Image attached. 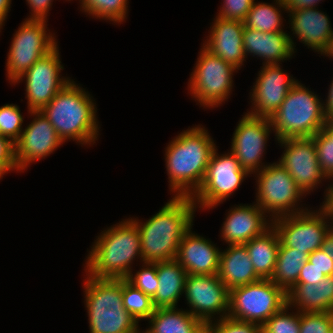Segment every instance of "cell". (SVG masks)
<instances>
[{"label":"cell","mask_w":333,"mask_h":333,"mask_svg":"<svg viewBox=\"0 0 333 333\" xmlns=\"http://www.w3.org/2000/svg\"><path fill=\"white\" fill-rule=\"evenodd\" d=\"M308 261L317 267L325 276L333 275V259L323 252L322 249L312 252L308 256Z\"/></svg>","instance_id":"cell-42"},{"label":"cell","mask_w":333,"mask_h":333,"mask_svg":"<svg viewBox=\"0 0 333 333\" xmlns=\"http://www.w3.org/2000/svg\"><path fill=\"white\" fill-rule=\"evenodd\" d=\"M320 7L305 8L287 11V19L290 31H288L291 43L295 50L297 41L315 54H320L328 45L329 39L333 34L332 23L326 12H323ZM296 39H295V38ZM296 44V45H295Z\"/></svg>","instance_id":"cell-19"},{"label":"cell","mask_w":333,"mask_h":333,"mask_svg":"<svg viewBox=\"0 0 333 333\" xmlns=\"http://www.w3.org/2000/svg\"><path fill=\"white\" fill-rule=\"evenodd\" d=\"M196 212L191 197L171 196L149 219L129 216L140 233L143 262L176 259L181 239L194 225Z\"/></svg>","instance_id":"cell-2"},{"label":"cell","mask_w":333,"mask_h":333,"mask_svg":"<svg viewBox=\"0 0 333 333\" xmlns=\"http://www.w3.org/2000/svg\"><path fill=\"white\" fill-rule=\"evenodd\" d=\"M287 304L298 312H333V275L318 284H295L287 292Z\"/></svg>","instance_id":"cell-25"},{"label":"cell","mask_w":333,"mask_h":333,"mask_svg":"<svg viewBox=\"0 0 333 333\" xmlns=\"http://www.w3.org/2000/svg\"><path fill=\"white\" fill-rule=\"evenodd\" d=\"M316 207L272 220L285 247L296 248L308 255L321 249L325 236L333 227V210L328 204L320 203Z\"/></svg>","instance_id":"cell-11"},{"label":"cell","mask_w":333,"mask_h":333,"mask_svg":"<svg viewBox=\"0 0 333 333\" xmlns=\"http://www.w3.org/2000/svg\"><path fill=\"white\" fill-rule=\"evenodd\" d=\"M285 13L287 8L283 0L271 3L255 0L243 23L245 27L267 33L287 31L284 30L287 29L284 25L287 20L283 16Z\"/></svg>","instance_id":"cell-29"},{"label":"cell","mask_w":333,"mask_h":333,"mask_svg":"<svg viewBox=\"0 0 333 333\" xmlns=\"http://www.w3.org/2000/svg\"><path fill=\"white\" fill-rule=\"evenodd\" d=\"M32 121L27 123L15 145L16 166L24 173L31 164L46 159L65 144L41 111H28ZM26 170V171H25Z\"/></svg>","instance_id":"cell-17"},{"label":"cell","mask_w":333,"mask_h":333,"mask_svg":"<svg viewBox=\"0 0 333 333\" xmlns=\"http://www.w3.org/2000/svg\"><path fill=\"white\" fill-rule=\"evenodd\" d=\"M29 8V15L24 19L47 20L54 0H25ZM69 2L70 0H65Z\"/></svg>","instance_id":"cell-41"},{"label":"cell","mask_w":333,"mask_h":333,"mask_svg":"<svg viewBox=\"0 0 333 333\" xmlns=\"http://www.w3.org/2000/svg\"><path fill=\"white\" fill-rule=\"evenodd\" d=\"M282 64L262 65L249 92L246 113L256 117L271 118L288 95L290 89L299 81Z\"/></svg>","instance_id":"cell-18"},{"label":"cell","mask_w":333,"mask_h":333,"mask_svg":"<svg viewBox=\"0 0 333 333\" xmlns=\"http://www.w3.org/2000/svg\"><path fill=\"white\" fill-rule=\"evenodd\" d=\"M328 205L333 209V193L330 201L328 202Z\"/></svg>","instance_id":"cell-50"},{"label":"cell","mask_w":333,"mask_h":333,"mask_svg":"<svg viewBox=\"0 0 333 333\" xmlns=\"http://www.w3.org/2000/svg\"><path fill=\"white\" fill-rule=\"evenodd\" d=\"M287 304V292L270 279L230 290L228 317L260 327Z\"/></svg>","instance_id":"cell-13"},{"label":"cell","mask_w":333,"mask_h":333,"mask_svg":"<svg viewBox=\"0 0 333 333\" xmlns=\"http://www.w3.org/2000/svg\"><path fill=\"white\" fill-rule=\"evenodd\" d=\"M24 115L19 105L7 103L0 106V135L15 143L24 127Z\"/></svg>","instance_id":"cell-34"},{"label":"cell","mask_w":333,"mask_h":333,"mask_svg":"<svg viewBox=\"0 0 333 333\" xmlns=\"http://www.w3.org/2000/svg\"><path fill=\"white\" fill-rule=\"evenodd\" d=\"M216 144L201 123L171 138L164 150L171 196L191 197L200 188Z\"/></svg>","instance_id":"cell-1"},{"label":"cell","mask_w":333,"mask_h":333,"mask_svg":"<svg viewBox=\"0 0 333 333\" xmlns=\"http://www.w3.org/2000/svg\"><path fill=\"white\" fill-rule=\"evenodd\" d=\"M184 296L186 310L205 324L228 316L230 290L218 274L187 275Z\"/></svg>","instance_id":"cell-16"},{"label":"cell","mask_w":333,"mask_h":333,"mask_svg":"<svg viewBox=\"0 0 333 333\" xmlns=\"http://www.w3.org/2000/svg\"><path fill=\"white\" fill-rule=\"evenodd\" d=\"M282 149L277 160L294 179L302 192L309 196L311 192L322 188L325 183L322 204H328L333 193V184L320 169L315 143L312 138H286L276 141ZM324 182V183H323ZM317 189V190H316Z\"/></svg>","instance_id":"cell-12"},{"label":"cell","mask_w":333,"mask_h":333,"mask_svg":"<svg viewBox=\"0 0 333 333\" xmlns=\"http://www.w3.org/2000/svg\"><path fill=\"white\" fill-rule=\"evenodd\" d=\"M323 129L333 138V117L326 119Z\"/></svg>","instance_id":"cell-49"},{"label":"cell","mask_w":333,"mask_h":333,"mask_svg":"<svg viewBox=\"0 0 333 333\" xmlns=\"http://www.w3.org/2000/svg\"><path fill=\"white\" fill-rule=\"evenodd\" d=\"M73 1V0H71ZM76 1V0H75ZM130 0H78L80 12L89 18L121 25L129 16Z\"/></svg>","instance_id":"cell-31"},{"label":"cell","mask_w":333,"mask_h":333,"mask_svg":"<svg viewBox=\"0 0 333 333\" xmlns=\"http://www.w3.org/2000/svg\"><path fill=\"white\" fill-rule=\"evenodd\" d=\"M95 237L83 263V270L87 275L95 278L125 279L135 270V260L143 263L140 233L130 218L126 217L103 228Z\"/></svg>","instance_id":"cell-3"},{"label":"cell","mask_w":333,"mask_h":333,"mask_svg":"<svg viewBox=\"0 0 333 333\" xmlns=\"http://www.w3.org/2000/svg\"><path fill=\"white\" fill-rule=\"evenodd\" d=\"M299 333H333V312H300Z\"/></svg>","instance_id":"cell-37"},{"label":"cell","mask_w":333,"mask_h":333,"mask_svg":"<svg viewBox=\"0 0 333 333\" xmlns=\"http://www.w3.org/2000/svg\"><path fill=\"white\" fill-rule=\"evenodd\" d=\"M123 305L138 323L143 320L146 322L155 310L152 299L126 278L123 279Z\"/></svg>","instance_id":"cell-32"},{"label":"cell","mask_w":333,"mask_h":333,"mask_svg":"<svg viewBox=\"0 0 333 333\" xmlns=\"http://www.w3.org/2000/svg\"><path fill=\"white\" fill-rule=\"evenodd\" d=\"M60 53L57 45L13 82L25 84L27 111H41L72 80L61 74L65 68Z\"/></svg>","instance_id":"cell-14"},{"label":"cell","mask_w":333,"mask_h":333,"mask_svg":"<svg viewBox=\"0 0 333 333\" xmlns=\"http://www.w3.org/2000/svg\"><path fill=\"white\" fill-rule=\"evenodd\" d=\"M308 256L296 248L285 247L280 242L275 269L270 280L288 292L297 283Z\"/></svg>","instance_id":"cell-30"},{"label":"cell","mask_w":333,"mask_h":333,"mask_svg":"<svg viewBox=\"0 0 333 333\" xmlns=\"http://www.w3.org/2000/svg\"><path fill=\"white\" fill-rule=\"evenodd\" d=\"M287 11L305 8H316L319 3L322 4L324 0H283ZM322 1V2H321Z\"/></svg>","instance_id":"cell-44"},{"label":"cell","mask_w":333,"mask_h":333,"mask_svg":"<svg viewBox=\"0 0 333 333\" xmlns=\"http://www.w3.org/2000/svg\"><path fill=\"white\" fill-rule=\"evenodd\" d=\"M4 26L5 25L0 21V34H1V31L3 30Z\"/></svg>","instance_id":"cell-52"},{"label":"cell","mask_w":333,"mask_h":333,"mask_svg":"<svg viewBox=\"0 0 333 333\" xmlns=\"http://www.w3.org/2000/svg\"><path fill=\"white\" fill-rule=\"evenodd\" d=\"M290 311V312H289ZM261 333H299L300 312L286 304L273 314L261 327Z\"/></svg>","instance_id":"cell-33"},{"label":"cell","mask_w":333,"mask_h":333,"mask_svg":"<svg viewBox=\"0 0 333 333\" xmlns=\"http://www.w3.org/2000/svg\"><path fill=\"white\" fill-rule=\"evenodd\" d=\"M156 270L159 285L152 298L154 308H178V302L184 297L185 269L174 259L157 261Z\"/></svg>","instance_id":"cell-26"},{"label":"cell","mask_w":333,"mask_h":333,"mask_svg":"<svg viewBox=\"0 0 333 333\" xmlns=\"http://www.w3.org/2000/svg\"><path fill=\"white\" fill-rule=\"evenodd\" d=\"M141 333H205L206 324L185 308H157Z\"/></svg>","instance_id":"cell-27"},{"label":"cell","mask_w":333,"mask_h":333,"mask_svg":"<svg viewBox=\"0 0 333 333\" xmlns=\"http://www.w3.org/2000/svg\"><path fill=\"white\" fill-rule=\"evenodd\" d=\"M320 55L323 57H326V58L333 59V34L331 35V37L329 39L327 47Z\"/></svg>","instance_id":"cell-48"},{"label":"cell","mask_w":333,"mask_h":333,"mask_svg":"<svg viewBox=\"0 0 333 333\" xmlns=\"http://www.w3.org/2000/svg\"><path fill=\"white\" fill-rule=\"evenodd\" d=\"M72 79L41 110L63 142L91 147L98 141L101 125L97 102L88 90Z\"/></svg>","instance_id":"cell-4"},{"label":"cell","mask_w":333,"mask_h":333,"mask_svg":"<svg viewBox=\"0 0 333 333\" xmlns=\"http://www.w3.org/2000/svg\"><path fill=\"white\" fill-rule=\"evenodd\" d=\"M205 333H261L255 323L235 320L230 317L214 320L206 324Z\"/></svg>","instance_id":"cell-38"},{"label":"cell","mask_w":333,"mask_h":333,"mask_svg":"<svg viewBox=\"0 0 333 333\" xmlns=\"http://www.w3.org/2000/svg\"><path fill=\"white\" fill-rule=\"evenodd\" d=\"M47 23V20L24 19L17 30L15 29L5 60V77L9 84L12 85L58 45L57 36L50 31Z\"/></svg>","instance_id":"cell-9"},{"label":"cell","mask_w":333,"mask_h":333,"mask_svg":"<svg viewBox=\"0 0 333 333\" xmlns=\"http://www.w3.org/2000/svg\"><path fill=\"white\" fill-rule=\"evenodd\" d=\"M330 85L328 86V92L327 96L323 99L324 101V108H325V114L327 118L333 117V77L330 81Z\"/></svg>","instance_id":"cell-45"},{"label":"cell","mask_w":333,"mask_h":333,"mask_svg":"<svg viewBox=\"0 0 333 333\" xmlns=\"http://www.w3.org/2000/svg\"><path fill=\"white\" fill-rule=\"evenodd\" d=\"M216 16L227 20L244 21L255 0H222Z\"/></svg>","instance_id":"cell-39"},{"label":"cell","mask_w":333,"mask_h":333,"mask_svg":"<svg viewBox=\"0 0 333 333\" xmlns=\"http://www.w3.org/2000/svg\"><path fill=\"white\" fill-rule=\"evenodd\" d=\"M321 249L333 259V227L325 236Z\"/></svg>","instance_id":"cell-46"},{"label":"cell","mask_w":333,"mask_h":333,"mask_svg":"<svg viewBox=\"0 0 333 333\" xmlns=\"http://www.w3.org/2000/svg\"><path fill=\"white\" fill-rule=\"evenodd\" d=\"M199 51L189 75L187 91L196 105L213 110L228 102L235 86L233 77L239 70L202 44Z\"/></svg>","instance_id":"cell-7"},{"label":"cell","mask_w":333,"mask_h":333,"mask_svg":"<svg viewBox=\"0 0 333 333\" xmlns=\"http://www.w3.org/2000/svg\"><path fill=\"white\" fill-rule=\"evenodd\" d=\"M320 169L333 184V138L322 128L312 137Z\"/></svg>","instance_id":"cell-36"},{"label":"cell","mask_w":333,"mask_h":333,"mask_svg":"<svg viewBox=\"0 0 333 333\" xmlns=\"http://www.w3.org/2000/svg\"><path fill=\"white\" fill-rule=\"evenodd\" d=\"M0 169L5 173H20L16 166L14 143L0 135Z\"/></svg>","instance_id":"cell-40"},{"label":"cell","mask_w":333,"mask_h":333,"mask_svg":"<svg viewBox=\"0 0 333 333\" xmlns=\"http://www.w3.org/2000/svg\"><path fill=\"white\" fill-rule=\"evenodd\" d=\"M139 267L138 270L132 271L126 279L152 299L159 285L156 262H143Z\"/></svg>","instance_id":"cell-35"},{"label":"cell","mask_w":333,"mask_h":333,"mask_svg":"<svg viewBox=\"0 0 333 333\" xmlns=\"http://www.w3.org/2000/svg\"><path fill=\"white\" fill-rule=\"evenodd\" d=\"M84 307L89 333H141L123 305V279L95 278L84 273Z\"/></svg>","instance_id":"cell-5"},{"label":"cell","mask_w":333,"mask_h":333,"mask_svg":"<svg viewBox=\"0 0 333 333\" xmlns=\"http://www.w3.org/2000/svg\"><path fill=\"white\" fill-rule=\"evenodd\" d=\"M256 274L261 279H271L277 260L280 237L272 225L260 236L244 244Z\"/></svg>","instance_id":"cell-28"},{"label":"cell","mask_w":333,"mask_h":333,"mask_svg":"<svg viewBox=\"0 0 333 333\" xmlns=\"http://www.w3.org/2000/svg\"><path fill=\"white\" fill-rule=\"evenodd\" d=\"M227 151L222 154L218 152V146L214 149L204 180L191 196L198 212L217 208L233 196L248 177H252L239 165L235 155L229 149Z\"/></svg>","instance_id":"cell-10"},{"label":"cell","mask_w":333,"mask_h":333,"mask_svg":"<svg viewBox=\"0 0 333 333\" xmlns=\"http://www.w3.org/2000/svg\"><path fill=\"white\" fill-rule=\"evenodd\" d=\"M227 210L219 229L223 244H245L272 226V219L255 202L234 204Z\"/></svg>","instance_id":"cell-20"},{"label":"cell","mask_w":333,"mask_h":333,"mask_svg":"<svg viewBox=\"0 0 333 333\" xmlns=\"http://www.w3.org/2000/svg\"><path fill=\"white\" fill-rule=\"evenodd\" d=\"M298 81L270 118L275 141L312 138L326 122L324 101L319 94Z\"/></svg>","instance_id":"cell-6"},{"label":"cell","mask_w":333,"mask_h":333,"mask_svg":"<svg viewBox=\"0 0 333 333\" xmlns=\"http://www.w3.org/2000/svg\"><path fill=\"white\" fill-rule=\"evenodd\" d=\"M214 17L201 44L212 54L241 70L247 60L243 48L244 23Z\"/></svg>","instance_id":"cell-21"},{"label":"cell","mask_w":333,"mask_h":333,"mask_svg":"<svg viewBox=\"0 0 333 333\" xmlns=\"http://www.w3.org/2000/svg\"><path fill=\"white\" fill-rule=\"evenodd\" d=\"M192 230L193 226L181 239L176 260L185 269L187 275L218 274L221 247L219 248L217 243Z\"/></svg>","instance_id":"cell-22"},{"label":"cell","mask_w":333,"mask_h":333,"mask_svg":"<svg viewBox=\"0 0 333 333\" xmlns=\"http://www.w3.org/2000/svg\"><path fill=\"white\" fill-rule=\"evenodd\" d=\"M324 277H326L317 267H315L308 260L305 262L296 284H318Z\"/></svg>","instance_id":"cell-43"},{"label":"cell","mask_w":333,"mask_h":333,"mask_svg":"<svg viewBox=\"0 0 333 333\" xmlns=\"http://www.w3.org/2000/svg\"><path fill=\"white\" fill-rule=\"evenodd\" d=\"M243 48L247 59L257 58L261 65L282 64L296 56L288 31L267 33L244 26Z\"/></svg>","instance_id":"cell-23"},{"label":"cell","mask_w":333,"mask_h":333,"mask_svg":"<svg viewBox=\"0 0 333 333\" xmlns=\"http://www.w3.org/2000/svg\"><path fill=\"white\" fill-rule=\"evenodd\" d=\"M252 177L256 180L254 202L272 220L302 213L311 208L302 203L307 196L279 162L269 163Z\"/></svg>","instance_id":"cell-8"},{"label":"cell","mask_w":333,"mask_h":333,"mask_svg":"<svg viewBox=\"0 0 333 333\" xmlns=\"http://www.w3.org/2000/svg\"><path fill=\"white\" fill-rule=\"evenodd\" d=\"M218 275L229 290L261 280L244 244L227 245L224 250L221 248Z\"/></svg>","instance_id":"cell-24"},{"label":"cell","mask_w":333,"mask_h":333,"mask_svg":"<svg viewBox=\"0 0 333 333\" xmlns=\"http://www.w3.org/2000/svg\"><path fill=\"white\" fill-rule=\"evenodd\" d=\"M272 133L274 135L271 121L267 117H256L244 112L236 124L229 150L251 176L269 164L263 160Z\"/></svg>","instance_id":"cell-15"},{"label":"cell","mask_w":333,"mask_h":333,"mask_svg":"<svg viewBox=\"0 0 333 333\" xmlns=\"http://www.w3.org/2000/svg\"><path fill=\"white\" fill-rule=\"evenodd\" d=\"M6 174L0 169V181L3 180V177L5 176Z\"/></svg>","instance_id":"cell-51"},{"label":"cell","mask_w":333,"mask_h":333,"mask_svg":"<svg viewBox=\"0 0 333 333\" xmlns=\"http://www.w3.org/2000/svg\"><path fill=\"white\" fill-rule=\"evenodd\" d=\"M12 0H0V21L5 25L10 11H11Z\"/></svg>","instance_id":"cell-47"}]
</instances>
